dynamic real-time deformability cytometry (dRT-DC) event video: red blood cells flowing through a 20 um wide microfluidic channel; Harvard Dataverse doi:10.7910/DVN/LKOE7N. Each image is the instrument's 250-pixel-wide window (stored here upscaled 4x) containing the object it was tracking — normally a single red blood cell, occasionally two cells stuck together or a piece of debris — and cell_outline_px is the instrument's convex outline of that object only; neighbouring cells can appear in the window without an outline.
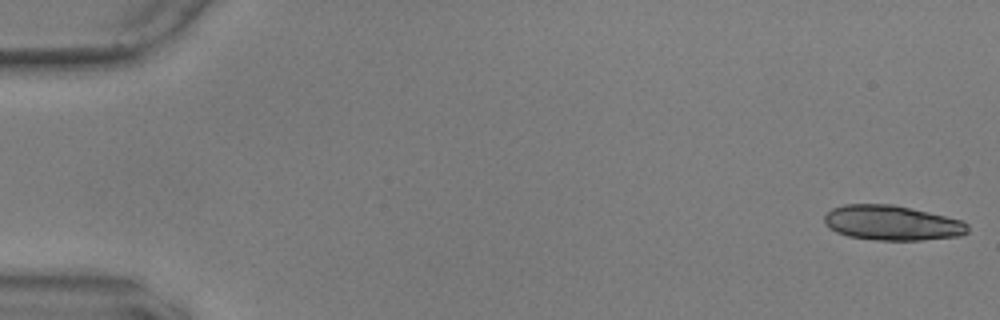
{"species": "common noctule bat (a hibernating species)", "species_latin": "Nyctalus noctula", "temperature_condition": "warm", "stored_images_in_passage": 17, "camera_frame_rate_fps": 3000, "um_per_image_px": 0.085, "animal": {"sex": "male", "body_mass_g": 17.9, "forearm_length_mm": 54.2}, "frame": {"image": 1, "passage_image": 1, "time_ms": 0.0, "image_size_px": [1000, 320], "cell_outline_px": [[968, 232], [960, 236], [920, 240], [880, 240], [848, 236], [836, 232], [828, 228], [824, 224], [824, 216], [832, 208], [844, 204], [892, 204], [964, 220], [968, 224]], "centroid_in_image_um": [75.81, 18.94], "position_along_channel_um": 9.2, "area_um2": 29.25}}